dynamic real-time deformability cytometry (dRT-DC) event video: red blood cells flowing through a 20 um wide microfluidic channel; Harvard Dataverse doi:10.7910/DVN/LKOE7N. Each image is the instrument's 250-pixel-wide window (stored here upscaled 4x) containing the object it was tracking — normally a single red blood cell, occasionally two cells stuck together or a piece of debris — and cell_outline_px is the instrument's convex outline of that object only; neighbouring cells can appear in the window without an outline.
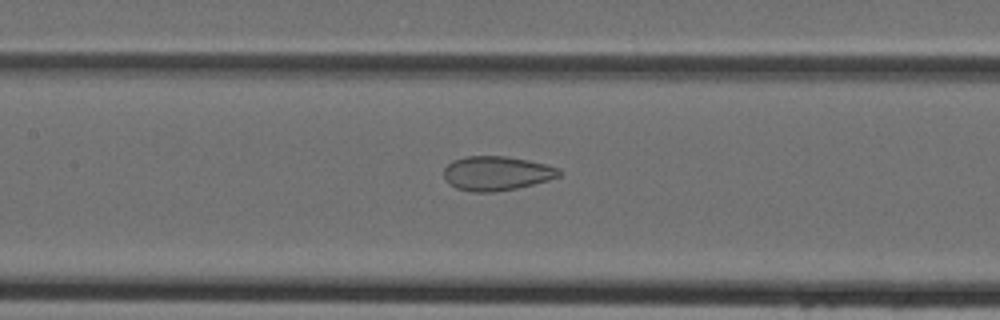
{"species": "Egyptian fruit bat (a non-hibernating species)", "species_latin": "Rousettus aegyptiacus", "temperature_condition": "cold", "stored_images_in_passage": 44, "camera_frame_rate_fps": 3000, "um_per_image_px": 0.085, "animal": {"sex": "female"}, "frame": {"image": 1, "passage_image": 20, "time_ms": 6.333, "image_size_px": [1000, 320], "cell_outline_px": [[560, 176], [548, 180], [516, 188], [492, 192], [472, 192], [456, 188], [448, 184], [444, 180], [444, 168], [452, 160], [464, 156], [508, 156], [528, 160], [560, 168]], "centroid_in_image_um": [42.16, 14.72], "position_along_channel_um": 165.2, "area_um2": 23.12}}
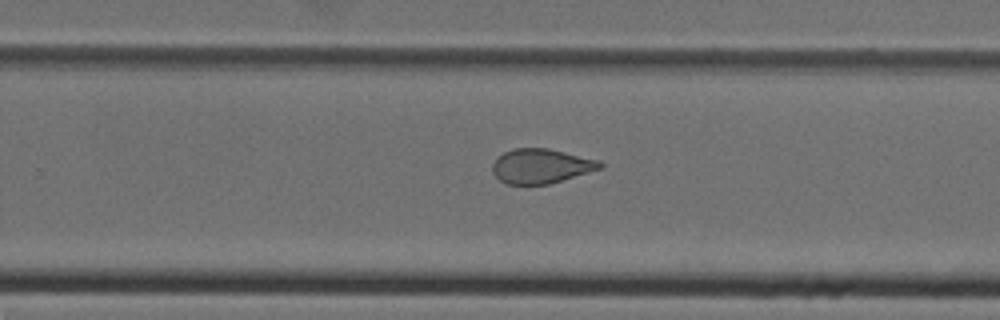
{"frame": {"image": 2, "passage_image": 28, "time_ms": 9.0, "image_size_px": [1000, 320], "cell_outline_px": [[604, 168], [548, 184], [508, 184], [500, 180], [492, 172], [492, 164], [496, 156], [512, 148], [548, 148], [600, 160], [604, 164]], "centroid_in_image_um": [45.99, 14.1], "position_along_channel_um": 283.8, "area_um2": 21.85}}
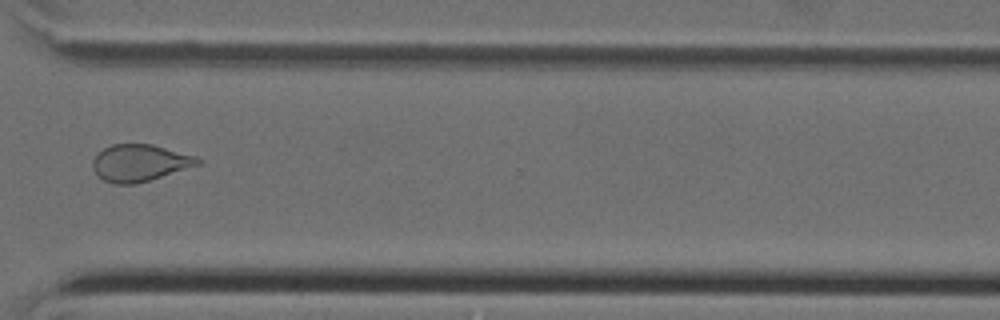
{"frame": {"image": 3, "passage_image": 33, "time_ms": 10.667, "image_size_px": [1000, 320], "cell_outline_px": [[204, 160], [200, 164], [136, 184], [116, 184], [104, 180], [92, 168], [92, 160], [104, 148], [112, 144], [152, 144], [196, 156]], "centroid_in_image_um": [11.89, 13.84], "position_along_channel_um": 358.7, "area_um2": 22.37}}